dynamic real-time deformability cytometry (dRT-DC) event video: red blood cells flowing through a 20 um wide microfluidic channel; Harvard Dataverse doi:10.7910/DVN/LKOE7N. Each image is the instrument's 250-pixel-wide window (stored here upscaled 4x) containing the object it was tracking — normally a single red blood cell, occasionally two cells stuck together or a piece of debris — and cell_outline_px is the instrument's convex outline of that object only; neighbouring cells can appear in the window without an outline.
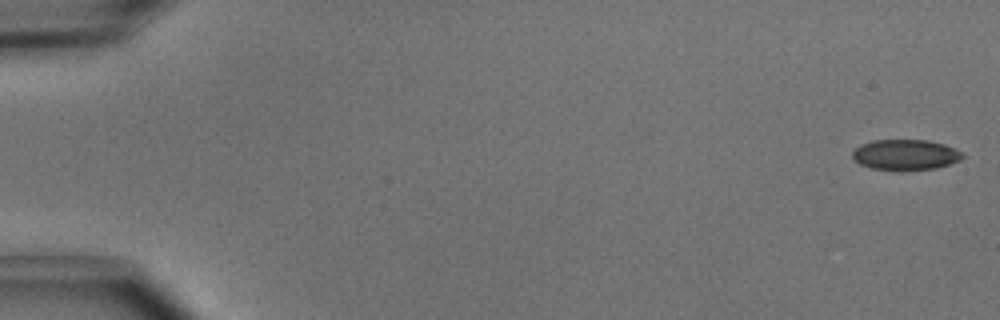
{"species": "common noctule bat (a hibernating species)", "species_latin": "Nyctalus noctula", "temperature_condition": "cold", "stored_images_in_passage": 5, "camera_frame_rate_fps": 3000, "um_per_image_px": 0.085, "animal": {"sex": "male", "body_mass_g": 15.6}, "frame": {"image": 1, "passage_image": 1, "time_ms": 0.0, "image_size_px": [1000, 320], "cell_outline_px": [[964, 156], [960, 160], [936, 168], [896, 172], [872, 168], [860, 164], [852, 156], [852, 152], [860, 144], [872, 140], [928, 140], [944, 144], [964, 152]], "centroid_in_image_um": [76.96, 13.17], "position_along_channel_um": 8.0, "area_um2": 19.94}}